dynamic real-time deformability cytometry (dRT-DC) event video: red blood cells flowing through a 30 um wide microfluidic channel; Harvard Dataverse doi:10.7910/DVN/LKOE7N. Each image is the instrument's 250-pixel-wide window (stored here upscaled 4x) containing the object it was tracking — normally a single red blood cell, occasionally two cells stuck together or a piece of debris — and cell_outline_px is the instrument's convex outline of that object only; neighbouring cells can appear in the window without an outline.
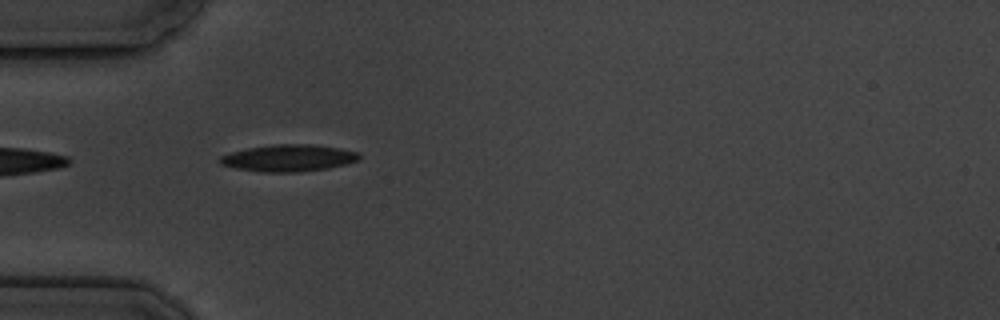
{"species": "common noctule bat (a hibernating species)", "species_latin": "Nyctalus noctula", "temperature_condition": "cold", "stored_images_in_passage": 7, "camera_frame_rate_fps": 3000, "um_per_image_px": 0.085, "animal": {"sex": "male", "body_mass_g": 19.5, "forearm_length_mm": 54.6}, "frame": {"image": 1, "passage_image": 6, "time_ms": 6.667, "image_size_px": [1000, 320], "cell_outline_px": [[360, 160], [328, 168], [296, 172], [264, 172], [236, 168], [220, 164], [216, 160], [220, 156], [232, 152], [248, 148], [272, 144], [312, 144], [340, 148], [360, 152]], "centroid_in_image_um": [24.53, 13.42], "position_along_channel_um": 60.5, "area_um2": 21.85}}